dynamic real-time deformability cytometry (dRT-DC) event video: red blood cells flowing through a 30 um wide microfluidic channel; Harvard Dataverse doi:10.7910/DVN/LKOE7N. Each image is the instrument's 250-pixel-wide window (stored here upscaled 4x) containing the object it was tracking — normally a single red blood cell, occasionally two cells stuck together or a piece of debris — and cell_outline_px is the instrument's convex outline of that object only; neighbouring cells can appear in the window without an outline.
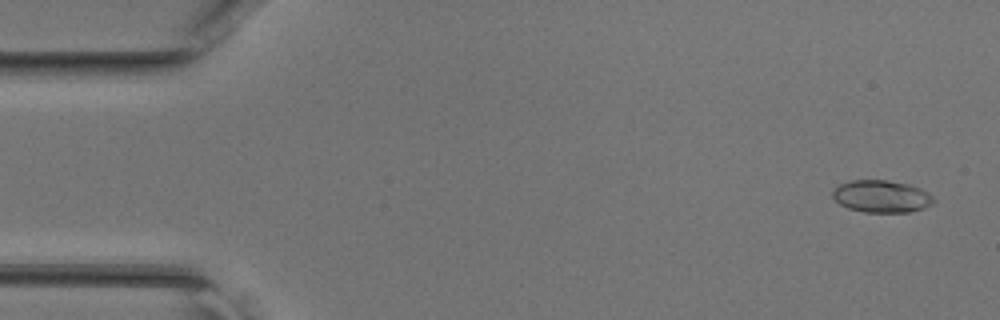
{"species": "common noctule bat (a hibernating species)", "species_latin": "Nyctalus noctula", "temperature_condition": "room temperature", "stored_images_in_passage": 46, "camera_frame_rate_fps": 3000, "um_per_image_px": 0.085, "animal": {"sex": "female", "body_mass_g": 17.0, "forearm_length_mm": 48.0}, "frame": {"image": 1, "passage_image": 2, "time_ms": 0.333, "image_size_px": [1000, 320], "cell_outline_px": [[936, 200], [932, 204], [924, 208], [908, 212], [864, 212], [848, 208], [840, 204], [832, 196], [832, 192], [840, 184], [852, 180], [888, 180], [908, 184], [920, 188], [928, 192]], "centroid_in_image_um": [74.95, 16.69], "position_along_channel_um": 10.1, "area_um2": 18.96}}
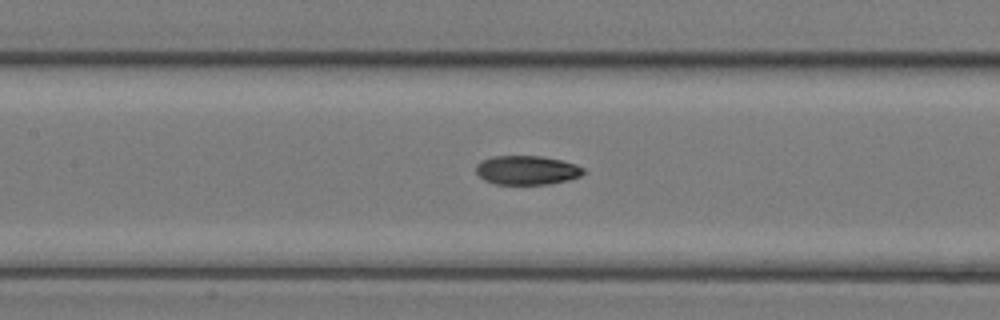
{"frame": {"image": 2, "passage_image": 21, "time_ms": 6.667, "image_size_px": [1000, 320], "cell_outline_px": [[584, 172], [580, 176], [568, 180], [548, 184], [492, 184], [484, 180], [476, 172], [476, 164], [480, 160], [492, 156], [540, 156], [560, 160], [576, 164], [584, 168]], "centroid_in_image_um": [44.75, 14.46], "position_along_channel_um": 162.7, "area_um2": 18.26}}
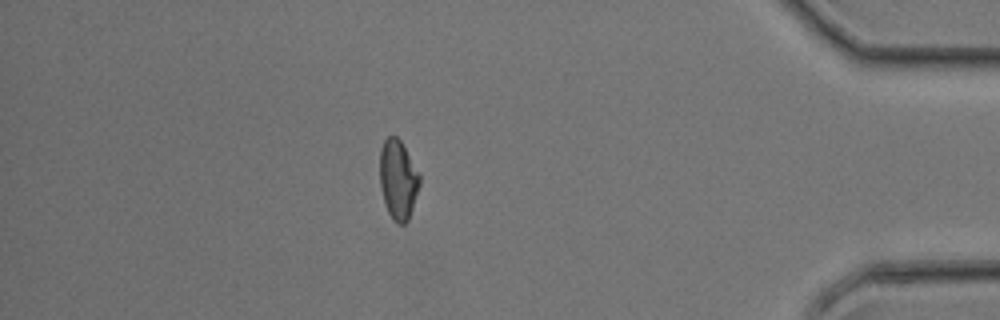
{"frame": {"image": 3, "passage_image": 40, "time_ms": 13.0, "image_size_px": [1000, 320], "cell_outline_px": [[420, 184], [408, 220], [404, 224], [396, 224], [388, 212], [384, 204], [380, 188], [380, 148], [384, 140], [388, 136], [396, 136], [400, 140], [420, 172]], "centroid_in_image_um": [33.83, 15.26], "position_along_channel_um": 401.4, "area_um2": 18.61}}